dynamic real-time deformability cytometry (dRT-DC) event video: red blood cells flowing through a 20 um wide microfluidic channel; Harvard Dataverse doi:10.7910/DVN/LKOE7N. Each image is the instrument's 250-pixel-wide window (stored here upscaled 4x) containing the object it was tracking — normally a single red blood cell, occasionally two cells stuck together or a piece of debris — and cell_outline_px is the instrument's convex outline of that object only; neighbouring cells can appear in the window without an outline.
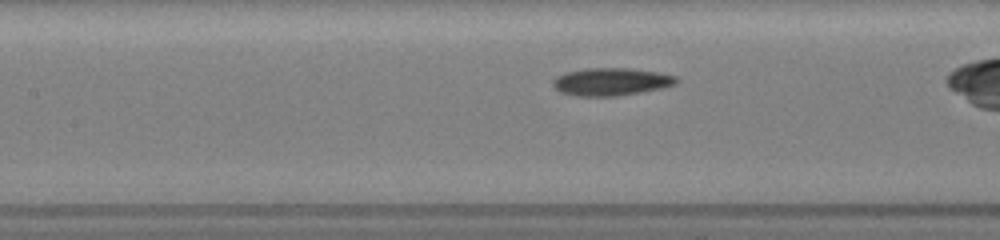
{"species": "common noctule bat (a hibernating species)", "species_latin": "Nyctalus noctula", "temperature_condition": "room temperature", "stored_images_in_passage": 25, "camera_frame_rate_fps": 3000, "um_per_image_px": 0.085, "animal": {"sex": "female", "body_mass_g": 19.5, "forearm_length_mm": 54.1}, "frame": {"image": 1, "passage_image": 8, "time_ms": 2.333, "image_size_px": [1000, 240], "cell_outline_px": [[680, 80], [676, 84], [660, 88], [640, 92], [616, 96], [576, 96], [560, 92], [552, 84], [552, 80], [556, 76], [564, 72], [588, 68], [628, 68], [656, 72], [676, 76]], "centroid_in_image_um": [51.92, 6.94], "position_along_channel_um": 155.5, "area_um2": 19.88}}